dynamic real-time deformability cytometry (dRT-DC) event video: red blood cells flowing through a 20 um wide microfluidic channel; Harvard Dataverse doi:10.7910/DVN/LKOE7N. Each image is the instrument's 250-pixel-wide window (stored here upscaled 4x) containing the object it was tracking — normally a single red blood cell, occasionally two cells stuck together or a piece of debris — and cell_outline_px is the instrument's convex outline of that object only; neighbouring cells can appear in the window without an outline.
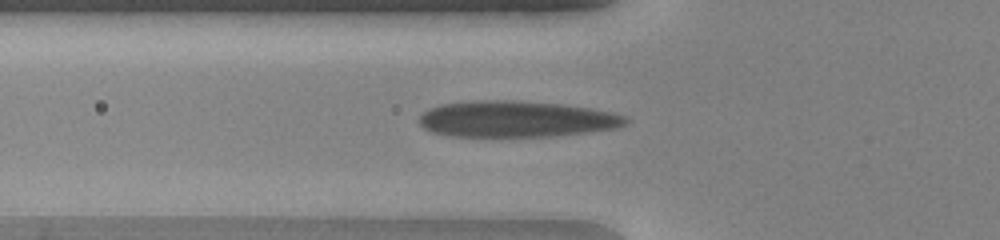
{"species": "human", "species_latin": "Homo sapiens", "temperature_condition": "warm", "stored_images_in_passage": 30, "camera_frame_rate_fps": 3000, "um_per_image_px": 0.085, "donor": {"sex": "female"}, "frame": {"image": 1, "passage_image": 2, "time_ms": 0.333, "image_size_px": [1000, 240], "cell_outline_px": [[632, 120], [616, 128], [552, 136], [452, 136], [432, 132], [424, 128], [420, 124], [420, 116], [428, 108], [440, 104], [472, 100], [516, 100], [564, 104], [612, 112], [628, 116]], "centroid_in_image_um": [43.88, 10.1], "position_along_channel_um": 81.9, "area_um2": 43.7}}
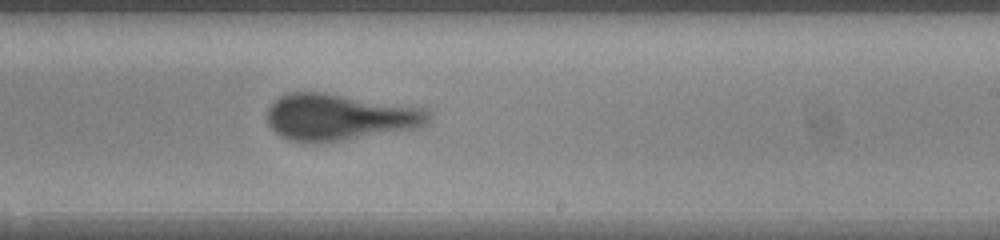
{"frame": {"image": 2, "passage_image": 15, "time_ms": 4.667, "image_size_px": [1000, 240], "cell_outline_px": [[432, 120], [424, 128], [340, 140], [304, 144], [288, 140], [280, 136], [268, 124], [268, 108], [280, 96], [292, 92], [320, 92], [412, 104], [428, 108]], "centroid_in_image_um": [28.98, 9.95], "position_along_channel_um": 260.0, "area_um2": 44.8}}
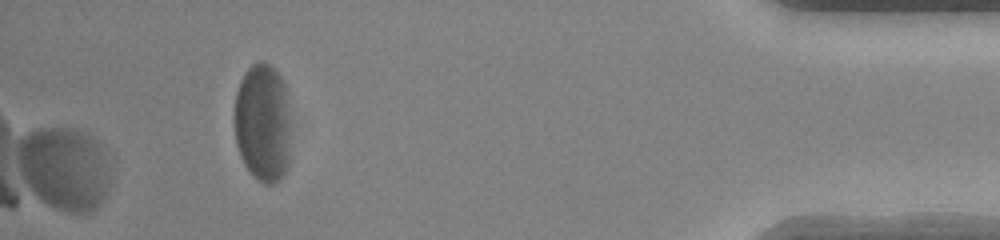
{"frame": {"image": 3, "passage_image": 30, "time_ms": 9.667, "image_size_px": [1000, 240], "cell_outline_px": [[288, 164], [280, 180], [272, 184], [264, 184], [244, 164], [240, 156], [236, 144], [232, 120], [232, 116], [236, 92], [240, 80], [244, 72], [256, 60], [264, 60], [280, 76], [284, 84], [288, 112]], "centroid_in_image_um": [22.27, 10.4], "position_along_channel_um": 412.9, "area_um2": 39.13}, "authors_computed_cell_mechanics": {"area_um2": 44.7661, "velocity_mm_per_s": 4.1063, "shape_relaxation_time_tau1_ms": 3.4057, "shape_relaxation_time_tau2_ms": 0.5208, "deformation_change_tau1": 0.1804, "deformation_change_tau2": 0.0799}}